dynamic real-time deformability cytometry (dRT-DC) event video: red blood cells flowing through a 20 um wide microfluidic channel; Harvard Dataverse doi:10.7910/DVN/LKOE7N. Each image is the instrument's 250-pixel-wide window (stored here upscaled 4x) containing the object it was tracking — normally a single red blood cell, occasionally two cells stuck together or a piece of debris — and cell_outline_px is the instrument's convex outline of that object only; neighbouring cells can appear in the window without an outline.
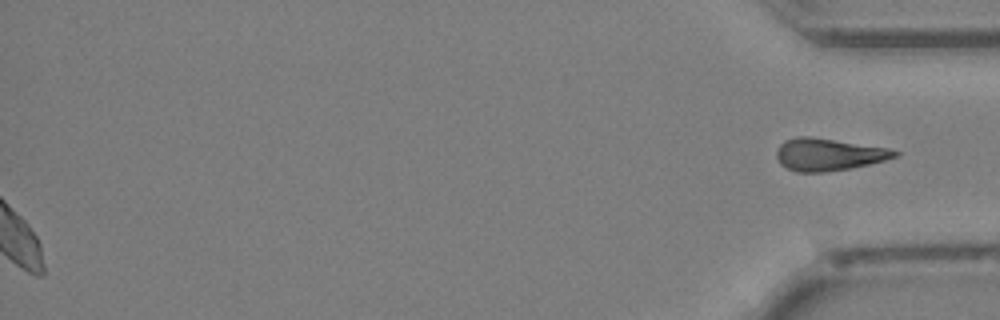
{"species": "Egyptian fruit bat (a non-hibernating species)", "species_latin": "Rousettus aegyptiacus", "temperature_condition": "cold", "stored_images_in_passage": 42, "segment_of_instrument_passage": [2, 2], "camera_frame_rate_fps": 3000, "um_per_image_px": 0.085, "animal": {"sex": "female"}, "frame": {"image": 1, "passage_image": 42, "time_ms": 13.667, "image_size_px": [1000, 320], "cell_outline_px": [[900, 156], [852, 168], [824, 172], [796, 172], [780, 164], [776, 156], [776, 152], [780, 144], [784, 140], [796, 136], [808, 136], [888, 148], [900, 152]], "centroid_in_image_um": [70.41, 13.13], "position_along_channel_um": 364.8, "area_um2": 22.2}}